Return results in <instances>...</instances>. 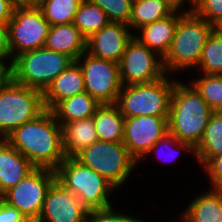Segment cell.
<instances>
[{
    "label": "cell",
    "instance_id": "cell-1",
    "mask_svg": "<svg viewBox=\"0 0 222 222\" xmlns=\"http://www.w3.org/2000/svg\"><path fill=\"white\" fill-rule=\"evenodd\" d=\"M6 140L36 168L55 170L65 159L62 127L49 109L18 126Z\"/></svg>",
    "mask_w": 222,
    "mask_h": 222
},
{
    "label": "cell",
    "instance_id": "cell-2",
    "mask_svg": "<svg viewBox=\"0 0 222 222\" xmlns=\"http://www.w3.org/2000/svg\"><path fill=\"white\" fill-rule=\"evenodd\" d=\"M213 112L192 84L189 87L175 82L167 119L168 133L195 149Z\"/></svg>",
    "mask_w": 222,
    "mask_h": 222
},
{
    "label": "cell",
    "instance_id": "cell-3",
    "mask_svg": "<svg viewBox=\"0 0 222 222\" xmlns=\"http://www.w3.org/2000/svg\"><path fill=\"white\" fill-rule=\"evenodd\" d=\"M215 29L191 10L179 17L171 47L162 59L165 73L171 70L198 67L206 40Z\"/></svg>",
    "mask_w": 222,
    "mask_h": 222
},
{
    "label": "cell",
    "instance_id": "cell-4",
    "mask_svg": "<svg viewBox=\"0 0 222 222\" xmlns=\"http://www.w3.org/2000/svg\"><path fill=\"white\" fill-rule=\"evenodd\" d=\"M55 172L56 180L65 189L74 193L89 211L112 206L108 200V194L116 188L74 157H65Z\"/></svg>",
    "mask_w": 222,
    "mask_h": 222
},
{
    "label": "cell",
    "instance_id": "cell-5",
    "mask_svg": "<svg viewBox=\"0 0 222 222\" xmlns=\"http://www.w3.org/2000/svg\"><path fill=\"white\" fill-rule=\"evenodd\" d=\"M174 84L175 81L167 80L164 75L153 82L124 85L116 105L124 117L150 115L168 118Z\"/></svg>",
    "mask_w": 222,
    "mask_h": 222
},
{
    "label": "cell",
    "instance_id": "cell-6",
    "mask_svg": "<svg viewBox=\"0 0 222 222\" xmlns=\"http://www.w3.org/2000/svg\"><path fill=\"white\" fill-rule=\"evenodd\" d=\"M74 60L45 47L17 55L12 60L13 81L44 92Z\"/></svg>",
    "mask_w": 222,
    "mask_h": 222
},
{
    "label": "cell",
    "instance_id": "cell-7",
    "mask_svg": "<svg viewBox=\"0 0 222 222\" xmlns=\"http://www.w3.org/2000/svg\"><path fill=\"white\" fill-rule=\"evenodd\" d=\"M44 110L42 91L13 80L0 86L1 138L6 139L18 126L35 119Z\"/></svg>",
    "mask_w": 222,
    "mask_h": 222
},
{
    "label": "cell",
    "instance_id": "cell-8",
    "mask_svg": "<svg viewBox=\"0 0 222 222\" xmlns=\"http://www.w3.org/2000/svg\"><path fill=\"white\" fill-rule=\"evenodd\" d=\"M167 119L150 115L125 117L123 144L137 162L141 157L156 152L162 143H177L182 149L194 152L189 143L180 142L168 133Z\"/></svg>",
    "mask_w": 222,
    "mask_h": 222
},
{
    "label": "cell",
    "instance_id": "cell-9",
    "mask_svg": "<svg viewBox=\"0 0 222 222\" xmlns=\"http://www.w3.org/2000/svg\"><path fill=\"white\" fill-rule=\"evenodd\" d=\"M74 158L84 166L93 169L115 188L124 183L137 164L123 142L97 140Z\"/></svg>",
    "mask_w": 222,
    "mask_h": 222
},
{
    "label": "cell",
    "instance_id": "cell-10",
    "mask_svg": "<svg viewBox=\"0 0 222 222\" xmlns=\"http://www.w3.org/2000/svg\"><path fill=\"white\" fill-rule=\"evenodd\" d=\"M7 25L12 60L24 52L43 48L51 26L38 6L14 8Z\"/></svg>",
    "mask_w": 222,
    "mask_h": 222
},
{
    "label": "cell",
    "instance_id": "cell-11",
    "mask_svg": "<svg viewBox=\"0 0 222 222\" xmlns=\"http://www.w3.org/2000/svg\"><path fill=\"white\" fill-rule=\"evenodd\" d=\"M55 181V170L35 168L15 186L5 191L0 198L35 222L40 216L47 192Z\"/></svg>",
    "mask_w": 222,
    "mask_h": 222
},
{
    "label": "cell",
    "instance_id": "cell-12",
    "mask_svg": "<svg viewBox=\"0 0 222 222\" xmlns=\"http://www.w3.org/2000/svg\"><path fill=\"white\" fill-rule=\"evenodd\" d=\"M83 57L85 60L81 65ZM75 62L82 71L85 91L100 104H116L122 88L119 64L93 57L87 52L83 53Z\"/></svg>",
    "mask_w": 222,
    "mask_h": 222
},
{
    "label": "cell",
    "instance_id": "cell-13",
    "mask_svg": "<svg viewBox=\"0 0 222 222\" xmlns=\"http://www.w3.org/2000/svg\"><path fill=\"white\" fill-rule=\"evenodd\" d=\"M157 53L141 44L135 37L127 44L119 61V75L122 86L156 81L166 73L163 61Z\"/></svg>",
    "mask_w": 222,
    "mask_h": 222
},
{
    "label": "cell",
    "instance_id": "cell-14",
    "mask_svg": "<svg viewBox=\"0 0 222 222\" xmlns=\"http://www.w3.org/2000/svg\"><path fill=\"white\" fill-rule=\"evenodd\" d=\"M89 210L57 180L49 188L35 222H87Z\"/></svg>",
    "mask_w": 222,
    "mask_h": 222
},
{
    "label": "cell",
    "instance_id": "cell-15",
    "mask_svg": "<svg viewBox=\"0 0 222 222\" xmlns=\"http://www.w3.org/2000/svg\"><path fill=\"white\" fill-rule=\"evenodd\" d=\"M128 28L125 23L109 22L87 38L86 52L93 57L119 63L127 44L135 36Z\"/></svg>",
    "mask_w": 222,
    "mask_h": 222
},
{
    "label": "cell",
    "instance_id": "cell-16",
    "mask_svg": "<svg viewBox=\"0 0 222 222\" xmlns=\"http://www.w3.org/2000/svg\"><path fill=\"white\" fill-rule=\"evenodd\" d=\"M35 168L6 139H0V196Z\"/></svg>",
    "mask_w": 222,
    "mask_h": 222
},
{
    "label": "cell",
    "instance_id": "cell-17",
    "mask_svg": "<svg viewBox=\"0 0 222 222\" xmlns=\"http://www.w3.org/2000/svg\"><path fill=\"white\" fill-rule=\"evenodd\" d=\"M85 92L83 74L74 61L43 92L45 109L52 110L60 101Z\"/></svg>",
    "mask_w": 222,
    "mask_h": 222
},
{
    "label": "cell",
    "instance_id": "cell-18",
    "mask_svg": "<svg viewBox=\"0 0 222 222\" xmlns=\"http://www.w3.org/2000/svg\"><path fill=\"white\" fill-rule=\"evenodd\" d=\"M48 50L63 53L76 61L87 50V39L73 24L50 26L46 43Z\"/></svg>",
    "mask_w": 222,
    "mask_h": 222
},
{
    "label": "cell",
    "instance_id": "cell-19",
    "mask_svg": "<svg viewBox=\"0 0 222 222\" xmlns=\"http://www.w3.org/2000/svg\"><path fill=\"white\" fill-rule=\"evenodd\" d=\"M177 14V11H173L168 17L139 28L142 37H134L150 50L158 52L162 60L171 47L179 17L182 15Z\"/></svg>",
    "mask_w": 222,
    "mask_h": 222
},
{
    "label": "cell",
    "instance_id": "cell-20",
    "mask_svg": "<svg viewBox=\"0 0 222 222\" xmlns=\"http://www.w3.org/2000/svg\"><path fill=\"white\" fill-rule=\"evenodd\" d=\"M61 127L65 157H75L98 140L93 117L64 123Z\"/></svg>",
    "mask_w": 222,
    "mask_h": 222
},
{
    "label": "cell",
    "instance_id": "cell-21",
    "mask_svg": "<svg viewBox=\"0 0 222 222\" xmlns=\"http://www.w3.org/2000/svg\"><path fill=\"white\" fill-rule=\"evenodd\" d=\"M93 120L98 140L123 142L125 117L116 104H101Z\"/></svg>",
    "mask_w": 222,
    "mask_h": 222
},
{
    "label": "cell",
    "instance_id": "cell-22",
    "mask_svg": "<svg viewBox=\"0 0 222 222\" xmlns=\"http://www.w3.org/2000/svg\"><path fill=\"white\" fill-rule=\"evenodd\" d=\"M100 105L85 91L60 101L51 111L62 126L64 123L93 117Z\"/></svg>",
    "mask_w": 222,
    "mask_h": 222
},
{
    "label": "cell",
    "instance_id": "cell-23",
    "mask_svg": "<svg viewBox=\"0 0 222 222\" xmlns=\"http://www.w3.org/2000/svg\"><path fill=\"white\" fill-rule=\"evenodd\" d=\"M186 222H222V189L201 194L183 213Z\"/></svg>",
    "mask_w": 222,
    "mask_h": 222
},
{
    "label": "cell",
    "instance_id": "cell-24",
    "mask_svg": "<svg viewBox=\"0 0 222 222\" xmlns=\"http://www.w3.org/2000/svg\"><path fill=\"white\" fill-rule=\"evenodd\" d=\"M194 153L202 165L211 157L222 154V111L212 113Z\"/></svg>",
    "mask_w": 222,
    "mask_h": 222
},
{
    "label": "cell",
    "instance_id": "cell-25",
    "mask_svg": "<svg viewBox=\"0 0 222 222\" xmlns=\"http://www.w3.org/2000/svg\"><path fill=\"white\" fill-rule=\"evenodd\" d=\"M173 11L163 0H133L129 27L139 29L168 17Z\"/></svg>",
    "mask_w": 222,
    "mask_h": 222
},
{
    "label": "cell",
    "instance_id": "cell-26",
    "mask_svg": "<svg viewBox=\"0 0 222 222\" xmlns=\"http://www.w3.org/2000/svg\"><path fill=\"white\" fill-rule=\"evenodd\" d=\"M109 22L106 13L91 0H82L73 20L86 39Z\"/></svg>",
    "mask_w": 222,
    "mask_h": 222
},
{
    "label": "cell",
    "instance_id": "cell-27",
    "mask_svg": "<svg viewBox=\"0 0 222 222\" xmlns=\"http://www.w3.org/2000/svg\"><path fill=\"white\" fill-rule=\"evenodd\" d=\"M82 0H39L44 18L53 25L73 23Z\"/></svg>",
    "mask_w": 222,
    "mask_h": 222
},
{
    "label": "cell",
    "instance_id": "cell-28",
    "mask_svg": "<svg viewBox=\"0 0 222 222\" xmlns=\"http://www.w3.org/2000/svg\"><path fill=\"white\" fill-rule=\"evenodd\" d=\"M198 66L203 74L222 75V31L219 28L208 36Z\"/></svg>",
    "mask_w": 222,
    "mask_h": 222
},
{
    "label": "cell",
    "instance_id": "cell-29",
    "mask_svg": "<svg viewBox=\"0 0 222 222\" xmlns=\"http://www.w3.org/2000/svg\"><path fill=\"white\" fill-rule=\"evenodd\" d=\"M203 75L192 82V85L214 112L222 111V75Z\"/></svg>",
    "mask_w": 222,
    "mask_h": 222
},
{
    "label": "cell",
    "instance_id": "cell-30",
    "mask_svg": "<svg viewBox=\"0 0 222 222\" xmlns=\"http://www.w3.org/2000/svg\"><path fill=\"white\" fill-rule=\"evenodd\" d=\"M107 15L110 22L129 25L133 0H91Z\"/></svg>",
    "mask_w": 222,
    "mask_h": 222
},
{
    "label": "cell",
    "instance_id": "cell-31",
    "mask_svg": "<svg viewBox=\"0 0 222 222\" xmlns=\"http://www.w3.org/2000/svg\"><path fill=\"white\" fill-rule=\"evenodd\" d=\"M191 12L215 28L222 25V0H195Z\"/></svg>",
    "mask_w": 222,
    "mask_h": 222
},
{
    "label": "cell",
    "instance_id": "cell-32",
    "mask_svg": "<svg viewBox=\"0 0 222 222\" xmlns=\"http://www.w3.org/2000/svg\"><path fill=\"white\" fill-rule=\"evenodd\" d=\"M87 222H144L133 217L114 212L112 206L102 210L89 211Z\"/></svg>",
    "mask_w": 222,
    "mask_h": 222
},
{
    "label": "cell",
    "instance_id": "cell-33",
    "mask_svg": "<svg viewBox=\"0 0 222 222\" xmlns=\"http://www.w3.org/2000/svg\"><path fill=\"white\" fill-rule=\"evenodd\" d=\"M213 188L222 189V154L211 157L205 164Z\"/></svg>",
    "mask_w": 222,
    "mask_h": 222
},
{
    "label": "cell",
    "instance_id": "cell-34",
    "mask_svg": "<svg viewBox=\"0 0 222 222\" xmlns=\"http://www.w3.org/2000/svg\"><path fill=\"white\" fill-rule=\"evenodd\" d=\"M0 222H33L17 208L10 206L0 198Z\"/></svg>",
    "mask_w": 222,
    "mask_h": 222
},
{
    "label": "cell",
    "instance_id": "cell-35",
    "mask_svg": "<svg viewBox=\"0 0 222 222\" xmlns=\"http://www.w3.org/2000/svg\"><path fill=\"white\" fill-rule=\"evenodd\" d=\"M7 56L11 57V55L0 54V86L7 85L13 80L12 60L8 66L3 61Z\"/></svg>",
    "mask_w": 222,
    "mask_h": 222
},
{
    "label": "cell",
    "instance_id": "cell-36",
    "mask_svg": "<svg viewBox=\"0 0 222 222\" xmlns=\"http://www.w3.org/2000/svg\"><path fill=\"white\" fill-rule=\"evenodd\" d=\"M14 7L8 0H0V24H8L12 18Z\"/></svg>",
    "mask_w": 222,
    "mask_h": 222
},
{
    "label": "cell",
    "instance_id": "cell-37",
    "mask_svg": "<svg viewBox=\"0 0 222 222\" xmlns=\"http://www.w3.org/2000/svg\"><path fill=\"white\" fill-rule=\"evenodd\" d=\"M0 54L10 55L7 24H0Z\"/></svg>",
    "mask_w": 222,
    "mask_h": 222
},
{
    "label": "cell",
    "instance_id": "cell-38",
    "mask_svg": "<svg viewBox=\"0 0 222 222\" xmlns=\"http://www.w3.org/2000/svg\"><path fill=\"white\" fill-rule=\"evenodd\" d=\"M14 8L36 7L39 0H8Z\"/></svg>",
    "mask_w": 222,
    "mask_h": 222
},
{
    "label": "cell",
    "instance_id": "cell-39",
    "mask_svg": "<svg viewBox=\"0 0 222 222\" xmlns=\"http://www.w3.org/2000/svg\"><path fill=\"white\" fill-rule=\"evenodd\" d=\"M171 9L174 11H178L183 3V1L187 0H163ZM192 3V6H194L195 0H189Z\"/></svg>",
    "mask_w": 222,
    "mask_h": 222
}]
</instances>
